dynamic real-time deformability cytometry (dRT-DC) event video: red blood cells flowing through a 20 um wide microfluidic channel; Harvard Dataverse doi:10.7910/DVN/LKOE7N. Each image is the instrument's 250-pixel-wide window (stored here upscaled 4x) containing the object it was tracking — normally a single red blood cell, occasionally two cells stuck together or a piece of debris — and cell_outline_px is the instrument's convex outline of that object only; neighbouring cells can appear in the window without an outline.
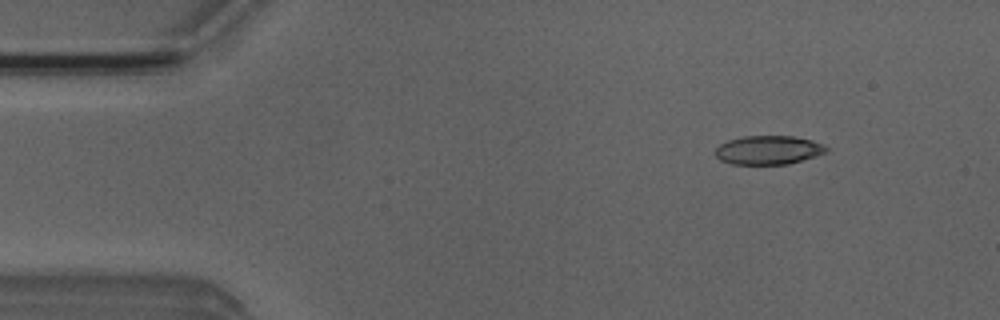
{"species": "Egyptian fruit bat (a non-hibernating species)", "species_latin": "Rousettus aegyptiacus", "temperature_condition": "room temperature", "stored_images_in_passage": 3, "camera_frame_rate_fps": 3000, "um_per_image_px": 0.085, "animal": {"sex": "male"}, "frame": {"image": 1, "passage_image": 1, "time_ms": 0.0, "image_size_px": [1000, 320], "cell_outline_px": [[828, 152], [816, 156], [788, 164], [732, 164], [720, 160], [716, 156], [716, 148], [720, 144], [728, 140], [744, 136], [792, 136], [812, 140], [824, 144], [828, 148]], "centroid_in_image_um": [65.34, 12.75], "position_along_channel_um": 19.7, "area_um2": 18.67}}